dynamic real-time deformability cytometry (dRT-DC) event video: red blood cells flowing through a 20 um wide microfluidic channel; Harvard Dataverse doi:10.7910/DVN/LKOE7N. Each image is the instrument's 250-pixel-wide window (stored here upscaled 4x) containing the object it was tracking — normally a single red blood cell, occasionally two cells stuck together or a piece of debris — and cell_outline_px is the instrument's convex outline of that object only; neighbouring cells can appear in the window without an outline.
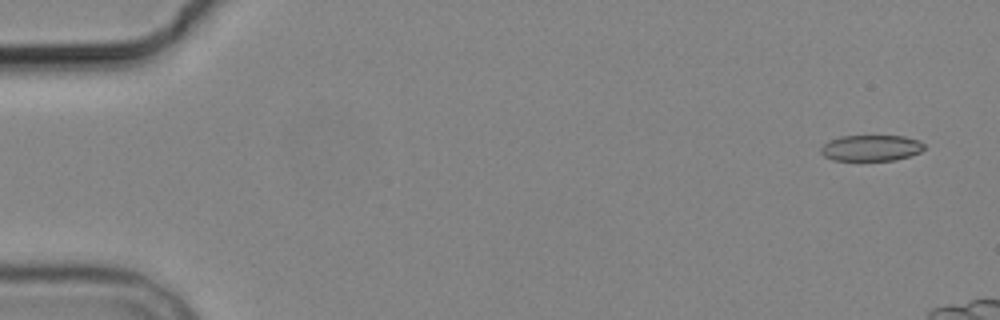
{"species": "common noctule bat (a hibernating species)", "species_latin": "Nyctalus noctula", "temperature_condition": "cold", "stored_images_in_passage": 5, "camera_frame_rate_fps": 3000, "um_per_image_px": 0.085, "animal": {"sex": "male", "body_mass_g": 19.2, "forearm_length_mm": 51.8}, "frame": {"image": 1, "passage_image": 1, "time_ms": 0.0, "image_size_px": [1000, 320], "cell_outline_px": [[924, 148], [920, 152], [912, 156], [896, 160], [832, 160], [824, 156], [820, 152], [820, 148], [828, 140], [840, 136], [904, 136], [920, 140], [924, 144]], "centroid_in_image_um": [74.05, 12.58], "position_along_channel_um": 11.0, "area_um2": 15.84}}